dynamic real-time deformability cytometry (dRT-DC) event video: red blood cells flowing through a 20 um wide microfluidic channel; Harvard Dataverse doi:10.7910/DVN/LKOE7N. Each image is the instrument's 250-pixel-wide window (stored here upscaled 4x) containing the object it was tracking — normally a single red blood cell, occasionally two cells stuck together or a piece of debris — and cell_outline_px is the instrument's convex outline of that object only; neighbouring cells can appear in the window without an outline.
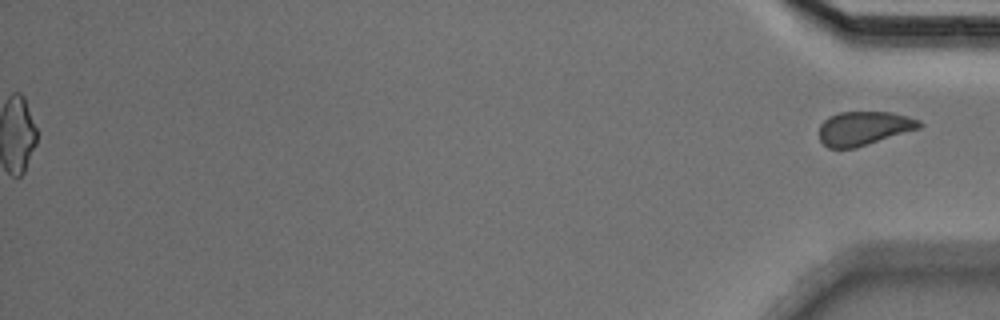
{"species": "Egyptian fruit bat (a non-hibernating species)", "species_latin": "Rousettus aegyptiacus", "temperature_condition": "cold", "stored_images_in_passage": 38, "segment_of_instrument_passage": [2, 2], "camera_frame_rate_fps": 3000, "um_per_image_px": 0.085, "animal": {"sex": "male"}, "frame": {"image": 1, "passage_image": 38, "time_ms": 12.333, "image_size_px": [1000, 320], "cell_outline_px": [[924, 124], [920, 128], [856, 148], [828, 148], [820, 140], [820, 124], [828, 116], [840, 112], [892, 112], [908, 116], [920, 120]], "centroid_in_image_um": [73.44, 10.9], "position_along_channel_um": 361.8, "area_um2": 19.88}}